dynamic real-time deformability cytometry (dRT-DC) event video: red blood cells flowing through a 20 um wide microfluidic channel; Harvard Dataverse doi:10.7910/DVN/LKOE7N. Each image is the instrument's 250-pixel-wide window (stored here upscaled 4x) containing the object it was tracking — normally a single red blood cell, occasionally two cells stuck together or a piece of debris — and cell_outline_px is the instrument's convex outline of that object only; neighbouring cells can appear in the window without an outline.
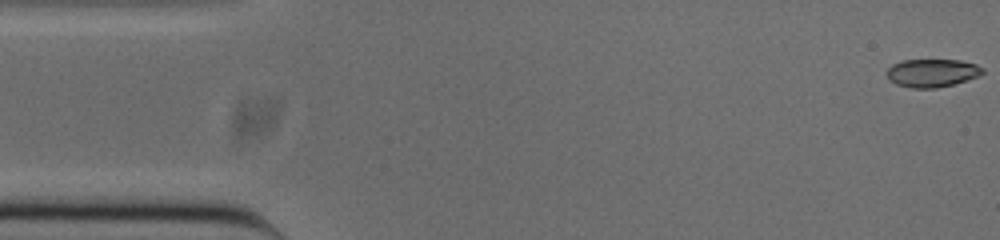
{"species": "common noctule bat (a hibernating species)", "species_latin": "Nyctalus noctula", "temperature_condition": "cold", "stored_images_in_passage": 49, "camera_frame_rate_fps": 3000, "um_per_image_px": 0.085, "animal": {"sex": "male", "body_mass_g": 20.0, "forearm_length_mm": 53.3}, "frame": {"image": 1, "passage_image": 1, "time_ms": 0.0, "image_size_px": [1000, 240], "cell_outline_px": [[984, 72], [976, 76], [952, 84], [936, 88], [912, 88], [896, 84], [884, 72], [892, 64], [900, 60], [960, 60], [976, 64], [984, 68]], "centroid_in_image_um": [79.19, 6.18], "position_along_channel_um": 5.8, "area_um2": 15.55}}
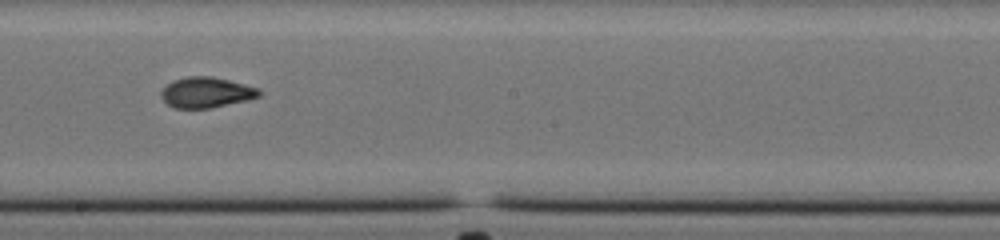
{"frame": {"image": 2, "passage_image": 28, "time_ms": 9.0, "image_size_px": [1000, 240], "cell_outline_px": [[260, 96], [248, 100], [208, 108], [176, 108], [168, 104], [160, 96], [160, 92], [172, 80], [188, 76], [212, 76], [260, 88]], "centroid_in_image_um": [17.53, 7.85], "position_along_channel_um": 230.7, "area_um2": 17.34}}
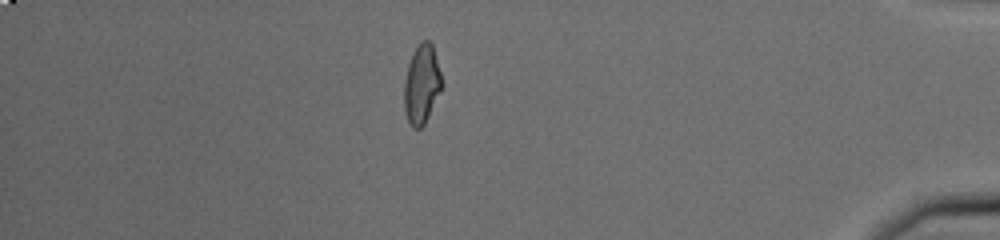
{"frame": {"image": 3, "passage_image": 45, "time_ms": 14.667, "image_size_px": [1000, 240], "cell_outline_px": [[444, 84], [424, 124], [420, 128], [412, 128], [408, 120], [404, 108], [404, 80], [408, 64], [412, 52], [420, 40], [428, 40], [432, 44]], "centroid_in_image_um": [35.84, 7.13], "position_along_channel_um": 399.4, "area_um2": 17.46}, "authors_computed_cell_mechanics": {"area_um2": 17.1088, "velocity_mm_per_s": 3.8513, "shape_relaxation_time_tau1_ms": 4.9536, "shape_relaxation_time_tau2_ms": 0.6892, "deformation_change_tau1": 0.1787, "deformation_change_tau2": 0.0619}}